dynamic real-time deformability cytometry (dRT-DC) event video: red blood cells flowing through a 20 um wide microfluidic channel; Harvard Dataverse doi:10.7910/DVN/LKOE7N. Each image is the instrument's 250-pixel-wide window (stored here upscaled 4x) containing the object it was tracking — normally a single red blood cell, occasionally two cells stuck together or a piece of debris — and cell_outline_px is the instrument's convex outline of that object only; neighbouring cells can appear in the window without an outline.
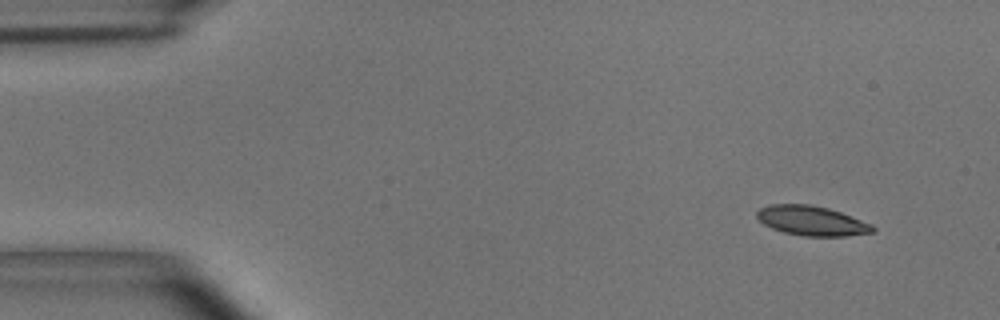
{"species": "common noctule bat (a hibernating species)", "species_latin": "Nyctalus noctula", "temperature_condition": "room temperature", "stored_images_in_passage": 4, "camera_frame_rate_fps": 3000, "um_per_image_px": 0.085, "animal": {"sex": "male", "body_mass_g": 15.6}, "frame": {"image": 1, "passage_image": 1, "time_ms": 0.0, "image_size_px": [1000, 320], "cell_outline_px": [[876, 232], [844, 236], [804, 236], [784, 232], [772, 228], [764, 224], [756, 216], [756, 212], [760, 208], [768, 204], [812, 204], [828, 208], [840, 212], [872, 224], [876, 228]], "centroid_in_image_um": [69.0, 18.76], "position_along_channel_um": 16.0, "area_um2": 20.06}}
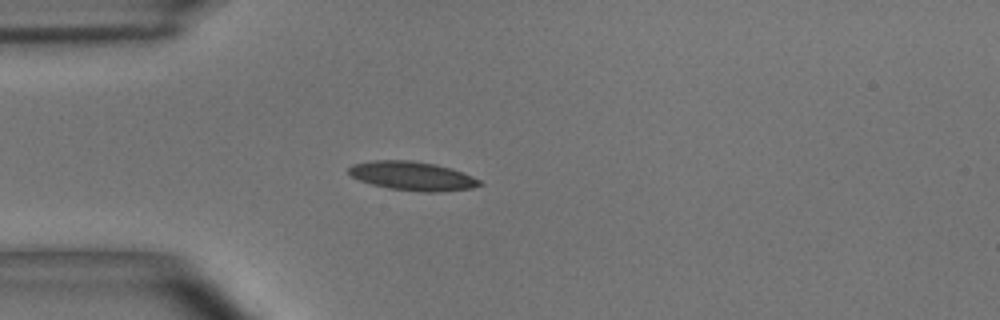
{"frame": {"image": 2, "passage_image": 4, "time_ms": 1.0, "image_size_px": [1000, 320], "cell_outline_px": [[484, 184], [472, 188], [440, 192], [420, 192], [388, 188], [372, 184], [360, 180], [352, 176], [348, 172], [348, 168], [352, 164], [372, 160], [412, 160], [436, 164], [452, 168], [472, 176], [480, 180]], "centroid_in_image_um": [35.07, 14.95], "position_along_channel_um": 49.9, "area_um2": 22.2}}